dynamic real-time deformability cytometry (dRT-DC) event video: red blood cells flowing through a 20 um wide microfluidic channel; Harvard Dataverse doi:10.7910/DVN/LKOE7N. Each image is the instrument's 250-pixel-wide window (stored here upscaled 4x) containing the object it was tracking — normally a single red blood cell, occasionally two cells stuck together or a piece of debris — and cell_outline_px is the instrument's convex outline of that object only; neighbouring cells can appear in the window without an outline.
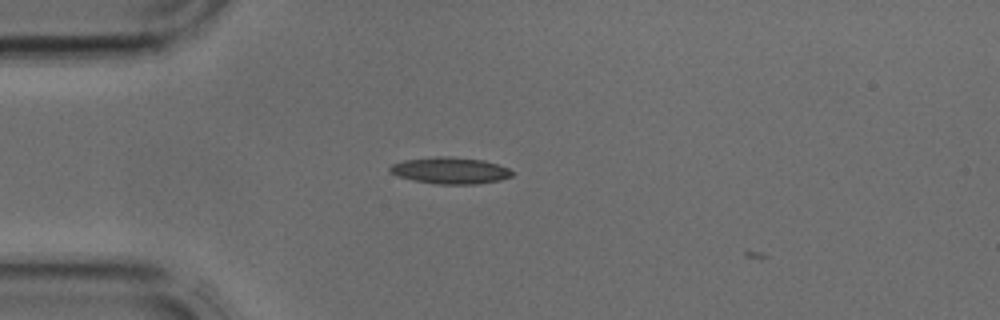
{"species": "common noctule bat (a hibernating species)", "species_latin": "Nyctalus noctula", "temperature_condition": "cold", "stored_images_in_passage": 6, "camera_frame_rate_fps": 3000, "um_per_image_px": 0.085, "animal": {"sex": "male", "body_mass_g": 17.9, "forearm_length_mm": 54.2}, "frame": {"image": 1, "passage_image": 5, "time_ms": 1.333, "image_size_px": [1000, 320], "cell_outline_px": [[512, 176], [500, 180], [476, 184], [436, 184], [412, 180], [396, 176], [388, 172], [388, 168], [392, 164], [404, 160], [436, 156], [448, 156], [484, 160], [508, 168], [512, 172]], "centroid_in_image_um": [38.21, 14.49], "position_along_channel_um": 46.8, "area_um2": 19.02}}